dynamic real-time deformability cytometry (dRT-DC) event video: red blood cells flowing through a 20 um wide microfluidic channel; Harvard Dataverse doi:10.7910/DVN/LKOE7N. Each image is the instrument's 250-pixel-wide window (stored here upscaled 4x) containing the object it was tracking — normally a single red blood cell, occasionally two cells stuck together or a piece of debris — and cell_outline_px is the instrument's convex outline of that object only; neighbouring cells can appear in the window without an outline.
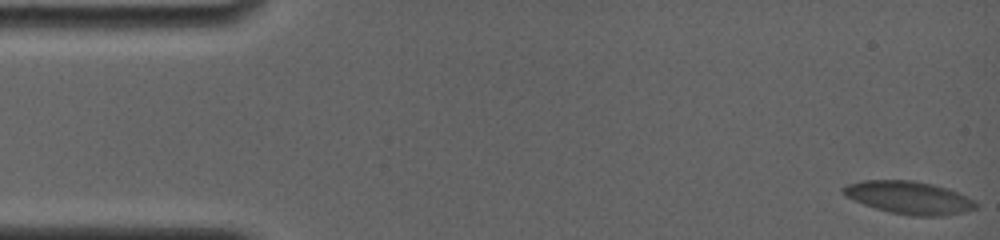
{"species": "common noctule bat (a hibernating species)", "species_latin": "Nyctalus noctula", "temperature_condition": "room temperature", "stored_images_in_passage": 28, "camera_frame_rate_fps": 4000, "um_per_image_px": 0.085, "animal": {"sex": "female", "body_mass_g": 19.0, "forearm_length_mm": 56.7}, "frame": {"image": 1, "passage_image": 1, "time_ms": 0.0, "image_size_px": [1000, 240], "cell_outline_px": [[976, 208], [944, 216], [912, 216], [888, 212], [864, 204], [844, 196], [840, 192], [840, 188], [848, 184], [864, 180], [912, 180], [932, 184], [948, 188], [976, 200]], "centroid_in_image_um": [77.23, 16.79], "position_along_channel_um": 7.8, "area_um2": 25.37}}
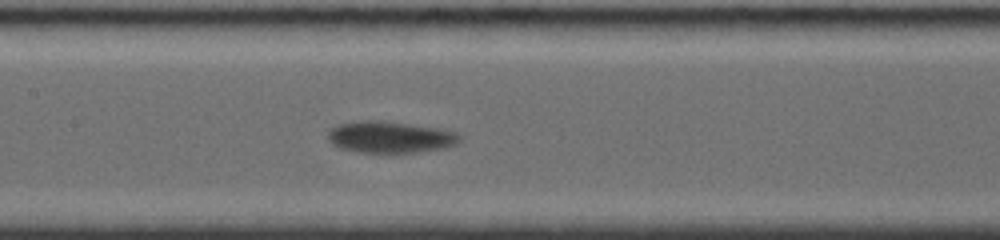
{"frame": {"image": 2, "passage_image": 13, "time_ms": 8.0, "image_size_px": [1000, 240], "cell_outline_px": [[464, 136], [456, 144], [448, 148], [420, 152], [356, 152], [340, 148], [332, 144], [328, 140], [328, 132], [332, 128], [340, 124], [368, 120], [404, 124], [432, 128], [452, 132]], "centroid_in_image_um": [33.16, 11.69], "position_along_channel_um": 174.2, "area_um2": 23.7}}
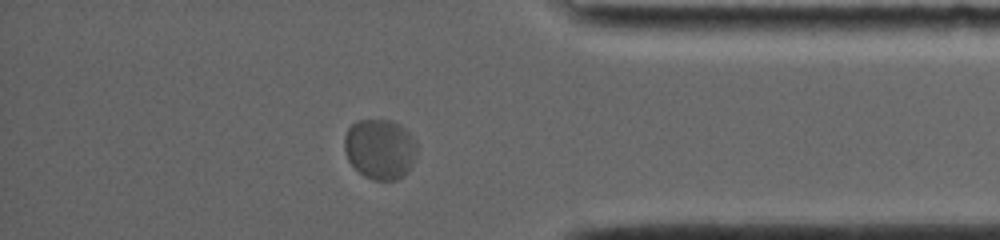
{"frame": {"image": 3, "passage_image": 24, "time_ms": 14.5, "image_size_px": [1000, 240], "cell_outline_px": [[416, 156], [408, 172], [396, 180], [372, 180], [364, 176], [348, 160], [344, 148], [344, 136], [348, 128], [356, 120], [392, 120], [400, 124], [416, 140]], "centroid_in_image_um": [32.3, 12.66], "position_along_channel_um": 402.9, "area_um2": 25.61}, "authors_computed_cell_mechanics": {"area_um2": 24.3338, "velocity_mm_per_s": 3.6385, "shape_relaxation_time_tau1_ms": 7.533, "shape_relaxation_time_tau2_ms": null, "deformation_change_tau1": 0.1998, "deformation_change_tau2": null}}